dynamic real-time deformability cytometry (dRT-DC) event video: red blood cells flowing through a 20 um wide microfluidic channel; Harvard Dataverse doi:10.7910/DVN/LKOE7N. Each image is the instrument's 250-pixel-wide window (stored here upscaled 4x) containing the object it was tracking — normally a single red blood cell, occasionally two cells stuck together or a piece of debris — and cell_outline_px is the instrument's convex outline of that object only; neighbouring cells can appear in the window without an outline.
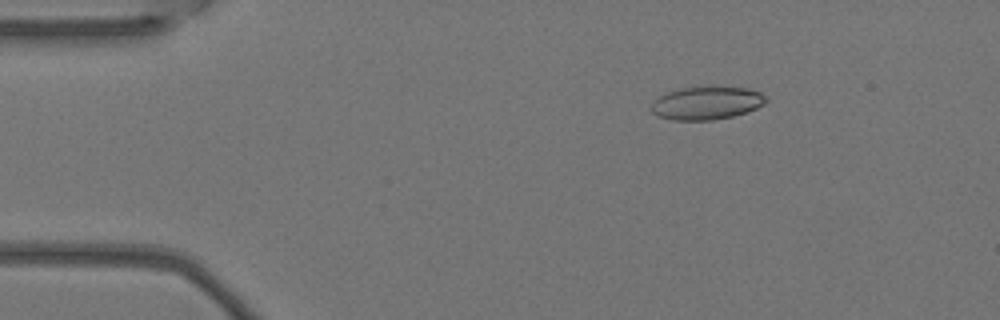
{"species": "Egyptian fruit bat (a non-hibernating species)", "species_latin": "Rousettus aegyptiacus", "temperature_condition": "warm", "stored_images_in_passage": 4, "camera_frame_rate_fps": 3000, "um_per_image_px": 0.085, "animal": {"sex": "female"}, "frame": {"image": 1, "passage_image": 2, "time_ms": 0.333, "image_size_px": [1000, 320], "cell_outline_px": [[768, 100], [764, 104], [756, 108], [732, 116], [712, 120], [672, 120], [660, 116], [652, 112], [652, 104], [660, 96], [668, 92], [680, 88], [748, 88], [760, 92], [768, 96]], "centroid_in_image_um": [60.1, 8.77], "position_along_channel_um": 24.9, "area_um2": 21.56}}